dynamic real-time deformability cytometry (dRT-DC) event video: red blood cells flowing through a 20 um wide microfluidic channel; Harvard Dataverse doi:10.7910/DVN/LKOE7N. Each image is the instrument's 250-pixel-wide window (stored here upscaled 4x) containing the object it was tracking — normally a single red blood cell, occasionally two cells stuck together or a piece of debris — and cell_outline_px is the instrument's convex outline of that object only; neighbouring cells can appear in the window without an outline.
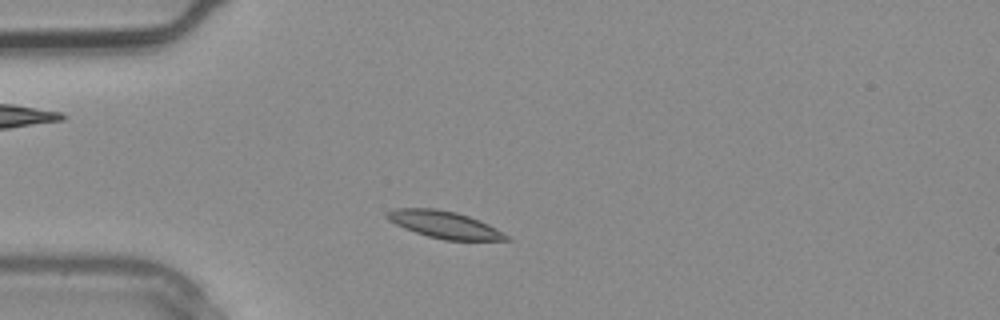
{"species": "common noctule bat (a hibernating species)", "species_latin": "Nyctalus noctula", "temperature_condition": "warm", "stored_images_in_passage": 1, "camera_frame_rate_fps": 3000, "um_per_image_px": 0.085, "animal": {"sex": "male", "body_mass_g": 20.4}, "frame": {"image": 1, "passage_image": 1, "time_ms": 0.0, "image_size_px": [1000, 320], "cell_outline_px": [[512, 240], [444, 240], [428, 236], [404, 228], [388, 220], [384, 216], [392, 208], [436, 208], [456, 212], [468, 216], [488, 224], [496, 228], [508, 236]], "centroid_in_image_um": [37.75, 19.09], "position_along_channel_um": 47.3, "area_um2": 18.73}}